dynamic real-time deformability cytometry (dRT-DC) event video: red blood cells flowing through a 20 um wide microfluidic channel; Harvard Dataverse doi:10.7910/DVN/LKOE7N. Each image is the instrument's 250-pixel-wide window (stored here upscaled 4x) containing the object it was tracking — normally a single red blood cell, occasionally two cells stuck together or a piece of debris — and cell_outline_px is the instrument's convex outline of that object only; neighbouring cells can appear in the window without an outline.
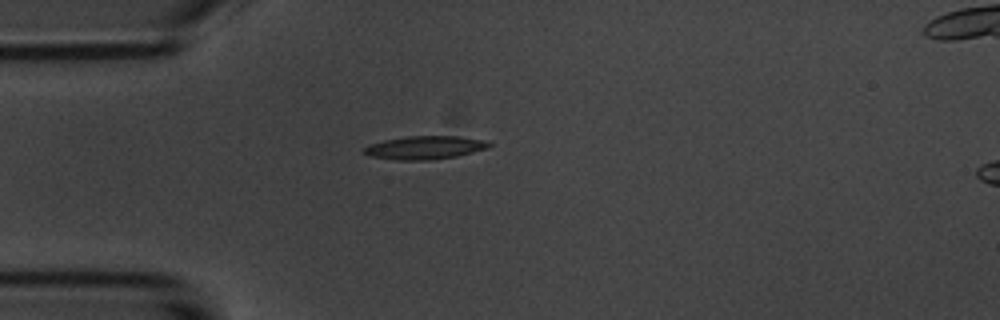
{"species": "common noctule bat (a hibernating species)", "species_latin": "Nyctalus noctula", "temperature_condition": "room temperature", "stored_images_in_passage": 2, "camera_frame_rate_fps": 3000, "um_per_image_px": 0.085, "animal": {"sex": "male", "body_mass_g": 20.1, "forearm_length_mm": 53.5}, "frame": {"image": 1, "passage_image": 1, "time_ms": 0.0, "image_size_px": [1000, 320], "cell_outline_px": [[492, 144], [488, 148], [456, 156], [432, 160], [396, 160], [372, 156], [360, 152], [368, 144], [384, 140], [408, 136], [456, 136], [484, 140]], "centroid_in_image_um": [36.07, 12.55], "position_along_channel_um": 48.9, "area_um2": 16.94}}